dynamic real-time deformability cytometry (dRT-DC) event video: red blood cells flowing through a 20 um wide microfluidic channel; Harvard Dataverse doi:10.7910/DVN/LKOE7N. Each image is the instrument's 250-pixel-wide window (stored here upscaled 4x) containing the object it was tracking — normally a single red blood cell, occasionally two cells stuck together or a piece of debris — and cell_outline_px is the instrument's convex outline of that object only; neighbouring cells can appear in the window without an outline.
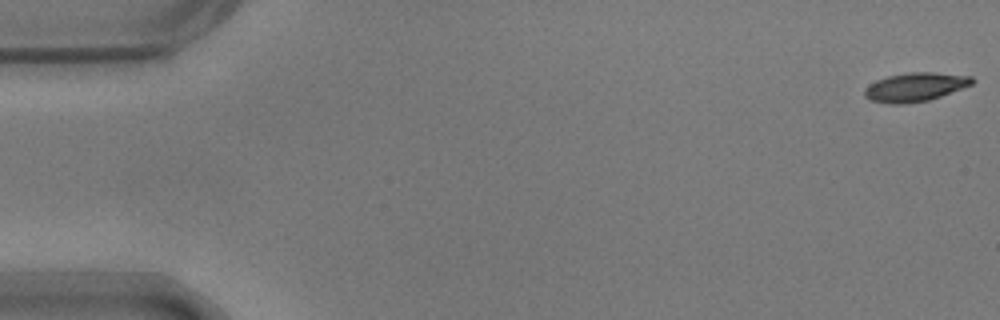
{"species": "common noctule bat (a hibernating species)", "species_latin": "Nyctalus noctula", "temperature_condition": "warm", "stored_images_in_passage": 55, "camera_frame_rate_fps": 3000, "um_per_image_px": 0.085, "animal": {"sex": "male", "body_mass_g": 17.9}, "frame": {"image": 1, "passage_image": 1, "time_ms": 0.0, "image_size_px": [1000, 320], "cell_outline_px": [[976, 80], [972, 84], [940, 96], [928, 100], [904, 104], [888, 104], [868, 100], [864, 96], [864, 88], [876, 80], [888, 76], [908, 72], [932, 72], [972, 76]], "centroid_in_image_um": [77.75, 7.4], "position_along_channel_um": 7.2, "area_um2": 18.09}}
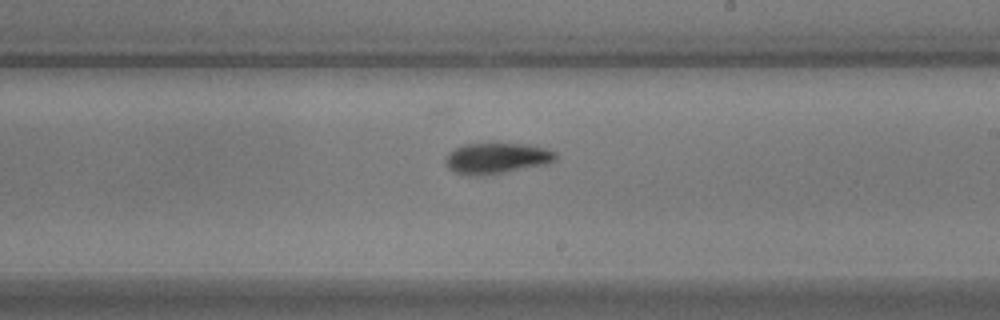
{"frame": {"image": 2, "passage_image": 32, "time_ms": 10.333, "image_size_px": [1000, 320], "cell_outline_px": [[556, 160], [548, 164], [500, 172], [456, 172], [448, 168], [444, 160], [448, 152], [464, 144], [532, 144], [556, 152]], "centroid_in_image_um": [42.28, 13.39], "position_along_channel_um": 246.7, "area_um2": 18.84}}
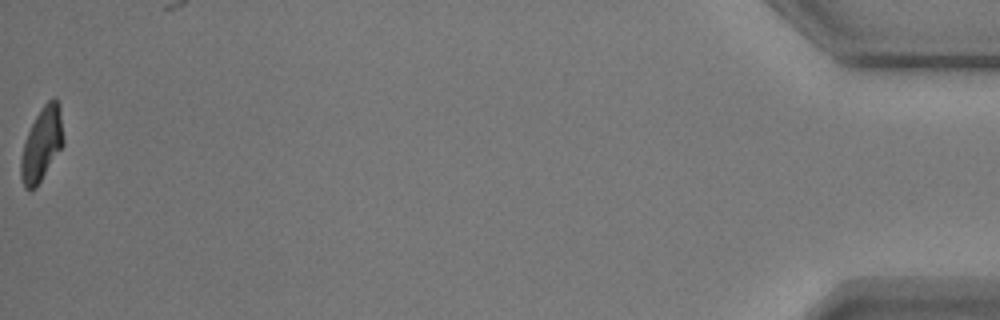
{"frame": {"image": 3, "passage_image": 55, "time_ms": 18.0, "image_size_px": [1000, 320], "cell_outline_px": [[64, 144], [36, 188], [24, 188], [20, 176], [20, 160], [24, 140], [36, 116], [44, 104], [48, 100], [56, 96], [60, 104], [64, 140]], "centroid_in_image_um": [3.56, 12.24], "position_along_channel_um": 431.6, "area_um2": 18.32}, "authors_computed_cell_mechanics": {"area_um2": 18.9584, "velocity_mm_per_s": 3.694, "shape_relaxation_time_tau1_ms": 3.6046, "shape_relaxation_time_tau2_ms": 7.632, "deformation_change_tau1": 0.1621, "deformation_change_tau2": 0.1355}}